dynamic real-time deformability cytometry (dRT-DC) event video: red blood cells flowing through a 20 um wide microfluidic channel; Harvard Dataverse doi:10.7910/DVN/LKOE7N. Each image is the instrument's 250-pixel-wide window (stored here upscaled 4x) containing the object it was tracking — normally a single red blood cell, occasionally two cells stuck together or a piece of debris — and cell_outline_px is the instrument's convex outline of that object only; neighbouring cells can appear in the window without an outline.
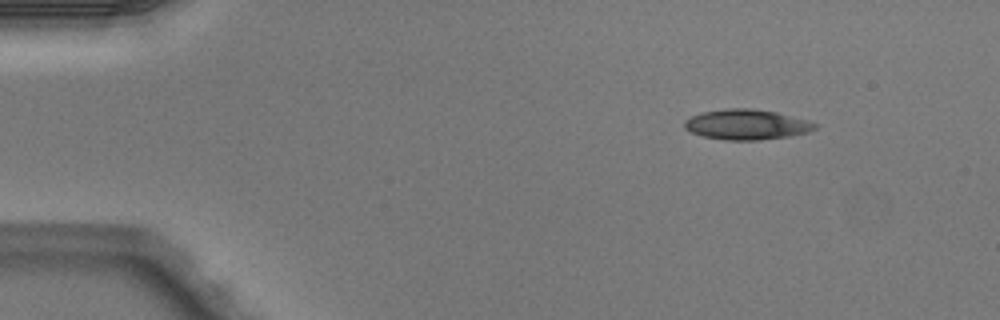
{"species": "Egyptian fruit bat (a non-hibernating species)", "species_latin": "Rousettus aegyptiacus", "temperature_condition": "warm", "stored_images_in_passage": 3, "camera_frame_rate_fps": 3000, "um_per_image_px": 0.085, "animal": {"sex": "male"}, "frame": {"image": 1, "passage_image": 1, "time_ms": 0.0, "image_size_px": [1000, 320], "cell_outline_px": [[816, 128], [808, 132], [788, 136], [756, 140], [724, 140], [704, 136], [688, 132], [684, 128], [684, 120], [700, 112], [728, 108], [752, 108], [776, 112], [808, 120], [816, 124]], "centroid_in_image_um": [63.41, 10.58], "position_along_channel_um": 21.6, "area_um2": 23.0}}